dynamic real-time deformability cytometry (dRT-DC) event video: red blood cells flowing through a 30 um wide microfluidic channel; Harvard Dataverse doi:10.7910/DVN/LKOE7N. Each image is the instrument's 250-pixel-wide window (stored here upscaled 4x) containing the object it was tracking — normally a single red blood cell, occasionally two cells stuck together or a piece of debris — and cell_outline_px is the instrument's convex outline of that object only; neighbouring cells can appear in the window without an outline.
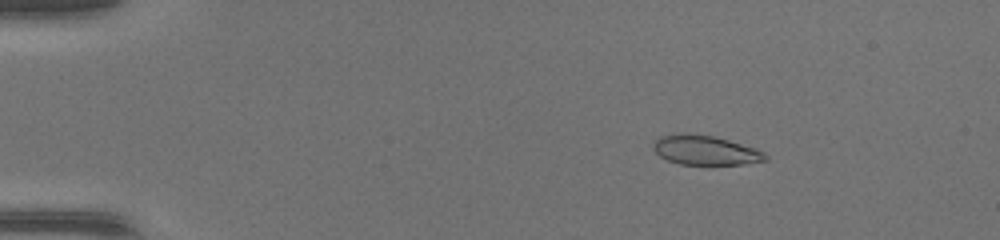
{"species": "common noctule bat (a hibernating species)", "species_latin": "Nyctalus noctula", "temperature_condition": "warm", "stored_images_in_passage": 49, "camera_frame_rate_fps": 3000, "um_per_image_px": 0.085, "animal": {"sex": "female", "body_mass_g": 17.0, "forearm_length_mm": 48.0}, "frame": {"image": 1, "passage_image": 8, "time_ms": 2.333, "image_size_px": [1000, 240], "cell_outline_px": [[768, 160], [744, 164], [708, 168], [680, 164], [668, 160], [660, 156], [652, 148], [652, 144], [660, 136], [680, 132], [688, 132], [716, 136], [756, 148], [764, 152], [768, 156]], "centroid_in_image_um": [59.97, 12.8], "position_along_channel_um": 25.0, "area_um2": 20.46}}
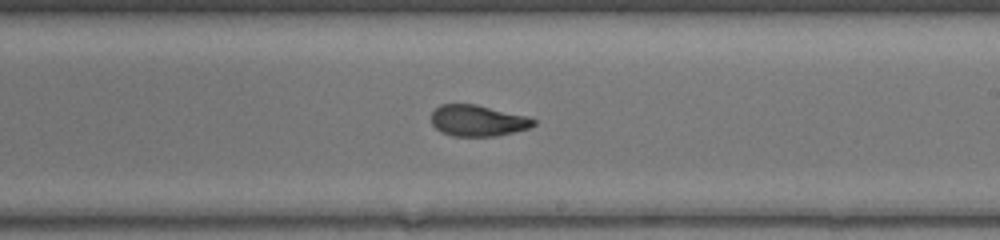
{"frame": {"image": 2, "passage_image": 30, "time_ms": 9.667, "image_size_px": [1000, 240], "cell_outline_px": [[536, 124], [528, 128], [496, 136], [452, 136], [440, 132], [432, 124], [432, 112], [440, 104], [476, 104], [524, 116], [536, 120]], "centroid_in_image_um": [40.57, 10.26], "position_along_channel_um": 248.4, "area_um2": 18.38}}
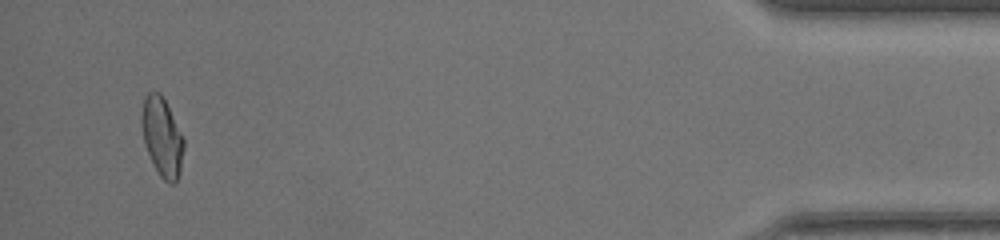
{"frame": {"image": 3, "passage_image": 47, "time_ms": 15.333, "image_size_px": [1000, 240], "cell_outline_px": [[184, 148], [180, 172], [176, 180], [172, 184], [164, 180], [160, 176], [152, 164], [144, 144], [140, 124], [140, 116], [144, 96], [148, 92], [160, 92], [184, 140]], "centroid_in_image_um": [13.73, 11.65], "position_along_channel_um": 421.5, "area_um2": 19.36}, "authors_computed_cell_mechanics": {"area_um2": 19.4786, "velocity_mm_per_s": 4.3411, "shape_relaxation_time_tau1_ms": 9.6696, "shape_relaxation_time_tau2_ms": 1.0534, "deformation_change_tau1": 0.2928, "deformation_change_tau2": 0.0652}}